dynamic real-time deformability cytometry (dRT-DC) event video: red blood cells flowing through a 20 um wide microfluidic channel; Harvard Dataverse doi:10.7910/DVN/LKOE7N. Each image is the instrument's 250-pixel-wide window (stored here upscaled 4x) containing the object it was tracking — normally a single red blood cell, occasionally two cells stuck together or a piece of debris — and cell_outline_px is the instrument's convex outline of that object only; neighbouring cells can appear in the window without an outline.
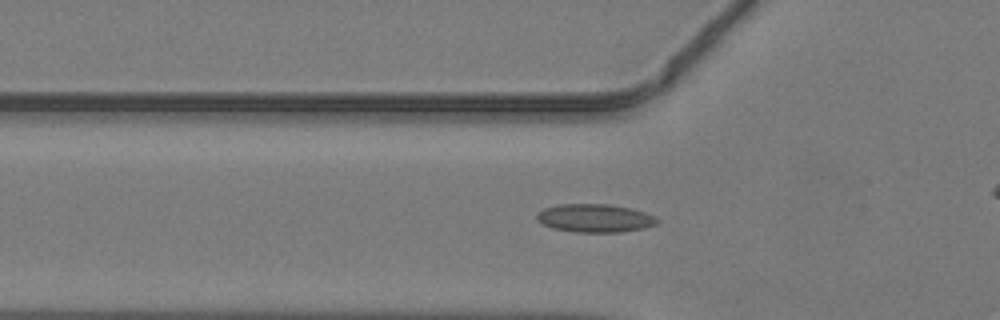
{"species": "common noctule bat (a hibernating species)", "species_latin": "Nyctalus noctula", "temperature_condition": "warm", "stored_images_in_passage": 33, "camera_frame_rate_fps": 3000, "um_per_image_px": 0.085, "animal": {"sex": "male", "body_mass_g": 19.2, "forearm_length_mm": 51.8}, "frame": {"image": 1, "passage_image": 11, "time_ms": 3.333, "image_size_px": [1000, 320], "cell_outline_px": [[660, 220], [656, 224], [644, 228], [620, 232], [576, 232], [552, 228], [536, 220], [536, 212], [544, 208], [560, 204], [608, 204], [632, 208], [656, 216]], "centroid_in_image_um": [50.57, 18.54], "position_along_channel_um": 75.2, "area_um2": 19.94}}
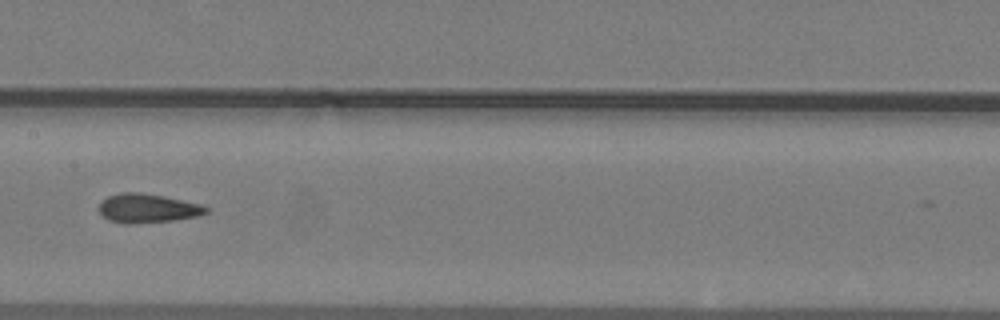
{"frame": {"image": 2, "passage_image": 19, "time_ms": 6.0, "image_size_px": [1000, 320], "cell_outline_px": [[208, 212], [196, 216], [172, 220], [128, 224], [124, 224], [108, 220], [100, 212], [100, 204], [108, 196], [120, 192], [136, 192], [164, 196], [200, 204], [208, 208]], "centroid_in_image_um": [12.52, 17.7], "position_along_channel_um": 194.9, "area_um2": 17.8}}
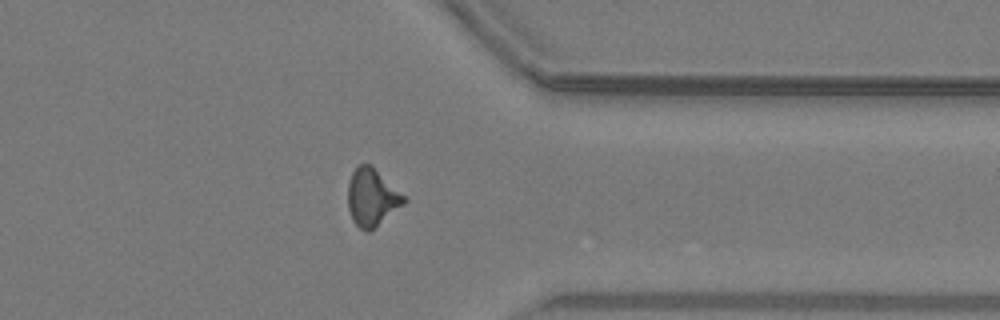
{"frame": {"image": 3, "passage_image": 32, "time_ms": 10.333, "image_size_px": [1000, 320], "cell_outline_px": [[408, 200], [404, 204], [368, 232], [360, 228], [352, 220], [348, 208], [348, 184], [352, 172], [360, 164], [368, 164], [408, 196]], "centroid_in_image_um": [31.63, 16.78], "position_along_channel_um": 379.8, "area_um2": 18.61}}